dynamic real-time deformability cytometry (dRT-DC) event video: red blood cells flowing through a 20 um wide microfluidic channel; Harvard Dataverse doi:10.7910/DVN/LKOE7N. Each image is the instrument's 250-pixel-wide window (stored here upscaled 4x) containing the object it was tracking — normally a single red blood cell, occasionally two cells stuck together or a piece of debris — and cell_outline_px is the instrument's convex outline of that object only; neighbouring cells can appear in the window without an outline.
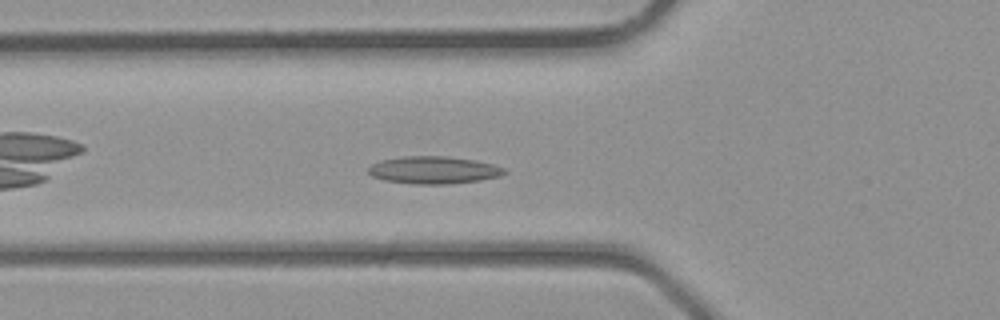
{"species": "common noctule bat (a hibernating species)", "species_latin": "Nyctalus noctula", "temperature_condition": "room temperature", "stored_images_in_passage": 30, "camera_frame_rate_fps": 3000, "um_per_image_px": 0.085, "animal": {"sex": "male", "body_mass_g": 23.1, "forearm_length_mm": 52.7}, "frame": {"image": 1, "passage_image": 5, "time_ms": 1.333, "image_size_px": [1000, 320], "cell_outline_px": [[508, 172], [500, 176], [480, 180], [448, 184], [412, 184], [384, 180], [372, 176], [368, 172], [368, 168], [372, 164], [380, 160], [404, 156], [448, 156], [476, 160], [492, 164], [504, 168]], "centroid_in_image_um": [36.86, 14.45], "position_along_channel_um": 88.9, "area_um2": 21.85}}
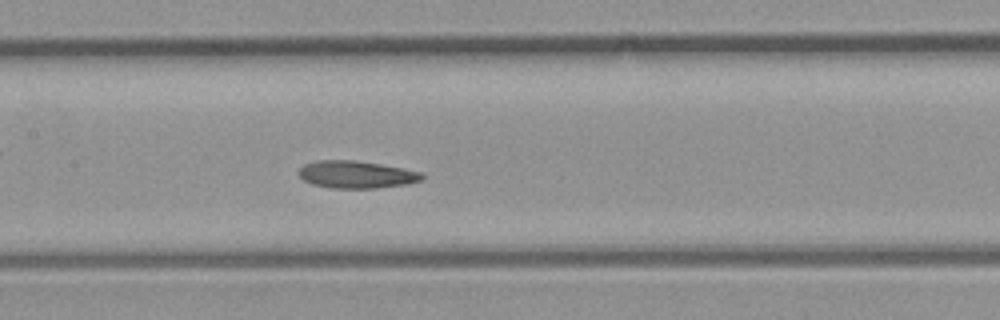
{"frame": {"image": 2, "passage_image": 10, "time_ms": 3.0, "image_size_px": [1000, 320], "cell_outline_px": [[424, 180], [408, 184], [376, 188], [332, 188], [312, 184], [304, 180], [300, 176], [300, 168], [304, 164], [316, 160], [356, 160], [404, 168], [424, 172]], "centroid_in_image_um": [30.35, 14.83], "position_along_channel_um": 177.1, "area_um2": 19.83}}
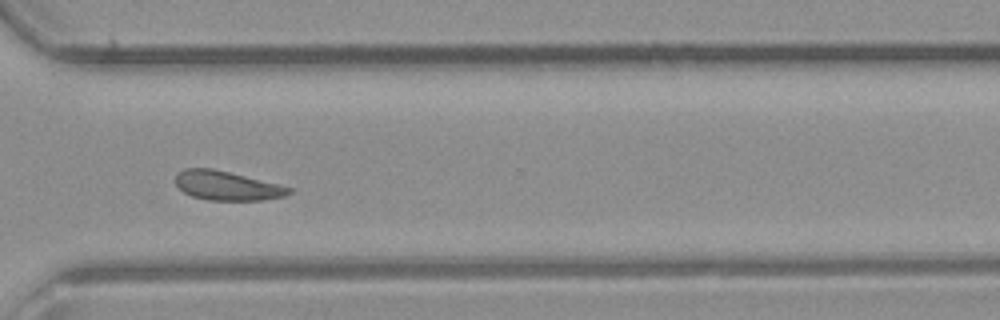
{"frame": {"image": 3, "passage_image": 20, "time_ms": 6.333, "image_size_px": [1000, 320], "cell_outline_px": [[292, 192], [284, 196], [264, 200], [208, 200], [192, 196], [184, 192], [176, 184], [176, 176], [184, 168], [212, 168], [280, 184], [292, 188]], "centroid_in_image_um": [19.32, 15.78], "position_along_channel_um": 351.3, "area_um2": 19.19}}